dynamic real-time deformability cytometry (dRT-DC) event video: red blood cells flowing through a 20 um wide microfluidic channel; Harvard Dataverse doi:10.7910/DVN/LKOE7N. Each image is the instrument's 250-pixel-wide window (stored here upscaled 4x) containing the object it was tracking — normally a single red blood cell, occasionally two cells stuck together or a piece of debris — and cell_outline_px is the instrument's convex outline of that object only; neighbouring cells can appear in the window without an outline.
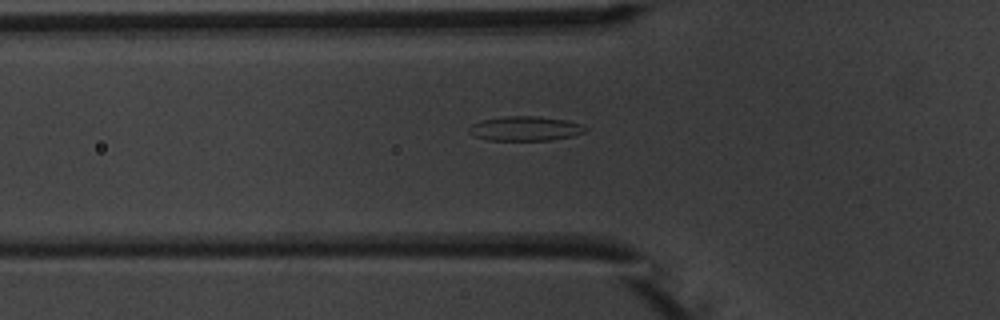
{"species": "common noctule bat (a hibernating species)", "species_latin": "Nyctalus noctula", "temperature_condition": "warm", "stored_images_in_passage": 6, "camera_frame_rate_fps": 3000, "um_per_image_px": 0.085, "animal": {"sex": "male", "body_mass_g": 20.1, "forearm_length_mm": 53.5}, "frame": {"image": 1, "passage_image": 5, "time_ms": 5.667, "image_size_px": [1000, 320], "cell_outline_px": [[588, 128], [584, 132], [572, 136], [552, 140], [488, 140], [472, 136], [468, 132], [468, 128], [472, 124], [480, 120], [504, 116], [536, 116], [568, 120], [580, 124]], "centroid_in_image_um": [44.61, 10.92], "position_along_channel_um": 81.2, "area_um2": 16.76}}
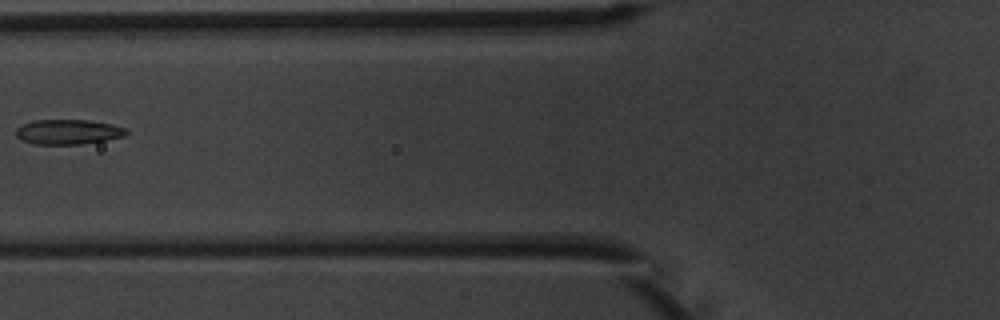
{"frame": {"image": 2, "passage_image": 6, "time_ms": 6.667, "image_size_px": [1000, 320], "cell_outline_px": [[128, 132], [124, 136], [104, 140], [80, 144], [32, 144], [20, 140], [16, 136], [16, 128], [32, 120], [88, 120], [112, 124], [128, 128]], "centroid_in_image_um": [5.78, 11.21], "position_along_channel_um": 120.0, "area_um2": 16.07}}